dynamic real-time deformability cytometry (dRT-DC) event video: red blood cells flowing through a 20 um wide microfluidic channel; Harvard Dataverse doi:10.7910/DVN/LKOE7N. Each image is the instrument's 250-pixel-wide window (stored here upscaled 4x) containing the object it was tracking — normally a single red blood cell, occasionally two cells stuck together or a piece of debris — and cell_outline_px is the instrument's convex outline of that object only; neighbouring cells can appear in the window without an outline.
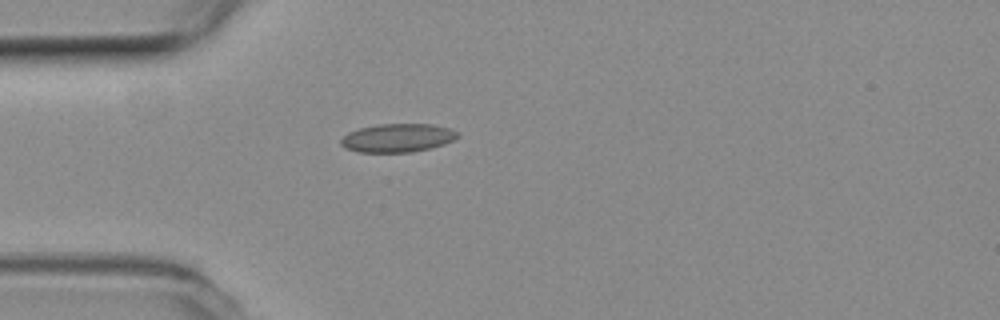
{"species": "common noctule bat (a hibernating species)", "species_latin": "Nyctalus noctula", "temperature_condition": "room temperature", "stored_images_in_passage": 3, "camera_frame_rate_fps": 3000, "um_per_image_px": 0.085, "animal": {"sex": "female", "body_mass_g": 19.3, "forearm_length_mm": 54.1}, "frame": {"image": 1, "passage_image": 1, "time_ms": 0.0, "image_size_px": [1000, 320], "cell_outline_px": [[460, 136], [456, 140], [444, 144], [412, 152], [356, 152], [344, 148], [340, 144], [340, 140], [348, 132], [360, 128], [380, 124], [432, 124], [448, 128], [460, 132]], "centroid_in_image_um": [33.81, 11.72], "position_along_channel_um": 51.2, "area_um2": 19.48}}
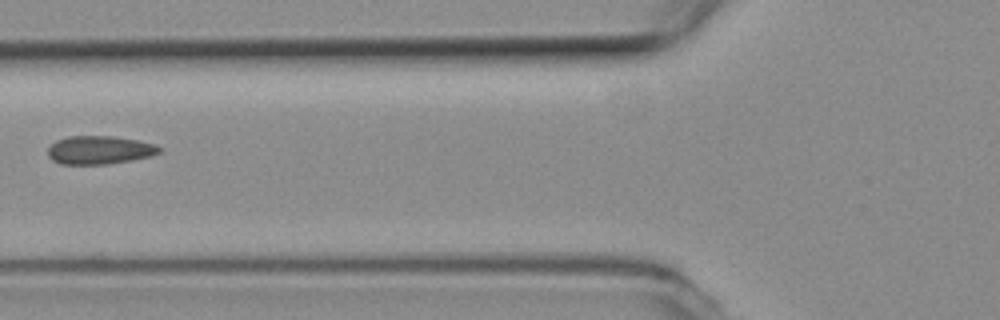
{"frame": {"image": 2, "passage_image": 3, "time_ms": 0.667, "image_size_px": [1000, 320], "cell_outline_px": [[160, 152], [152, 156], [132, 160], [108, 164], [60, 164], [52, 160], [48, 156], [48, 148], [56, 140], [68, 136], [112, 136], [136, 140], [152, 144], [160, 148]], "centroid_in_image_um": [8.42, 12.76], "position_along_channel_um": 117.4, "area_um2": 18.32}}